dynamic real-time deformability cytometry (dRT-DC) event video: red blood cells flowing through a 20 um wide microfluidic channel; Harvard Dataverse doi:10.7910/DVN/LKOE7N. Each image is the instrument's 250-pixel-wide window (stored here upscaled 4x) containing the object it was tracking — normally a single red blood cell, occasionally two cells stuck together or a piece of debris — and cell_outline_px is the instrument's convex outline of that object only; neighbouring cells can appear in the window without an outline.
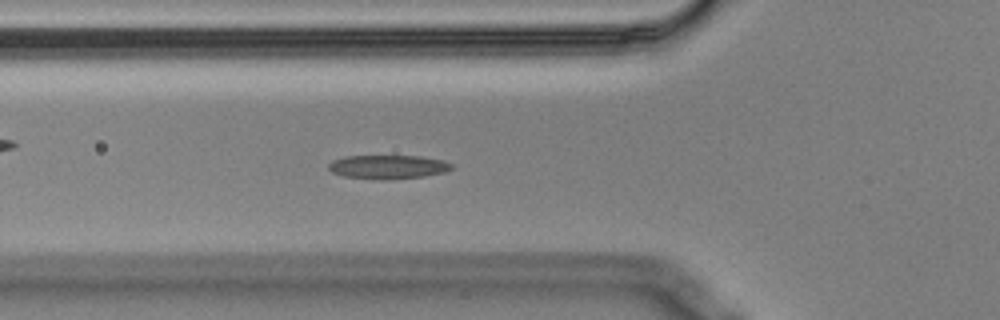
{"species": "Egyptian fruit bat (a non-hibernating species)", "species_latin": "Rousettus aegyptiacus", "temperature_condition": "cold", "stored_images_in_passage": 56, "segment_of_instrument_passage": [1, 2], "camera_frame_rate_fps": 3000, "um_per_image_px": 0.085, "animal": {"sex": "male"}, "frame": {"image": 1, "passage_image": 19, "time_ms": 6.0, "image_size_px": [1000, 320], "cell_outline_px": [[452, 168], [444, 172], [424, 176], [388, 180], [384, 180], [344, 176], [332, 172], [328, 168], [328, 164], [332, 160], [344, 156], [420, 156], [444, 160], [452, 164]], "centroid_in_image_um": [32.97, 14.18], "position_along_channel_um": 92.8, "area_um2": 17.11}}
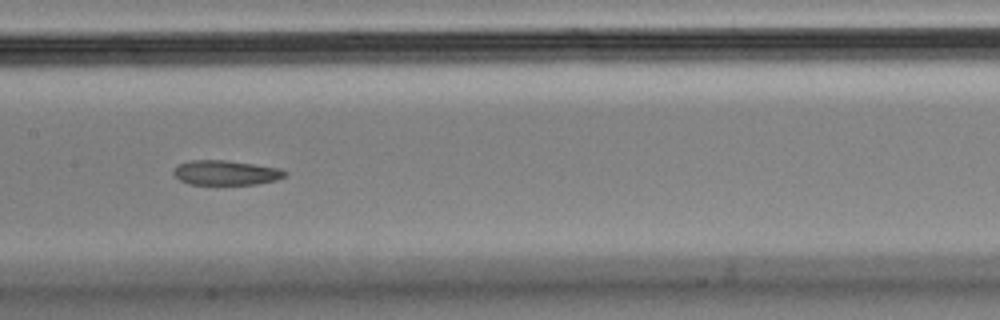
{"frame": {"image": 2, "passage_image": 27, "time_ms": 8.667, "image_size_px": [1000, 320], "cell_outline_px": [[288, 176], [276, 180], [256, 184], [188, 184], [180, 180], [172, 172], [180, 164], [192, 160], [228, 160], [280, 168], [288, 172]], "centroid_in_image_um": [19.26, 14.68], "position_along_channel_um": 188.1, "area_um2": 16.01}}
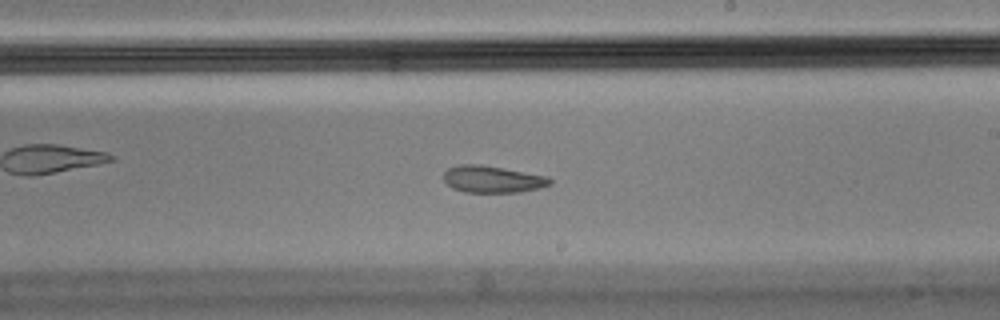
{"frame": {"image": 3, "passage_image": 32, "time_ms": 10.333, "image_size_px": [1000, 320], "cell_outline_px": [[552, 184], [540, 188], [520, 192], [464, 192], [452, 188], [444, 180], [444, 172], [448, 168], [460, 164], [480, 164], [548, 176], [552, 180]], "centroid_in_image_um": [41.87, 15.23], "position_along_channel_um": 247.1, "area_um2": 16.7}}